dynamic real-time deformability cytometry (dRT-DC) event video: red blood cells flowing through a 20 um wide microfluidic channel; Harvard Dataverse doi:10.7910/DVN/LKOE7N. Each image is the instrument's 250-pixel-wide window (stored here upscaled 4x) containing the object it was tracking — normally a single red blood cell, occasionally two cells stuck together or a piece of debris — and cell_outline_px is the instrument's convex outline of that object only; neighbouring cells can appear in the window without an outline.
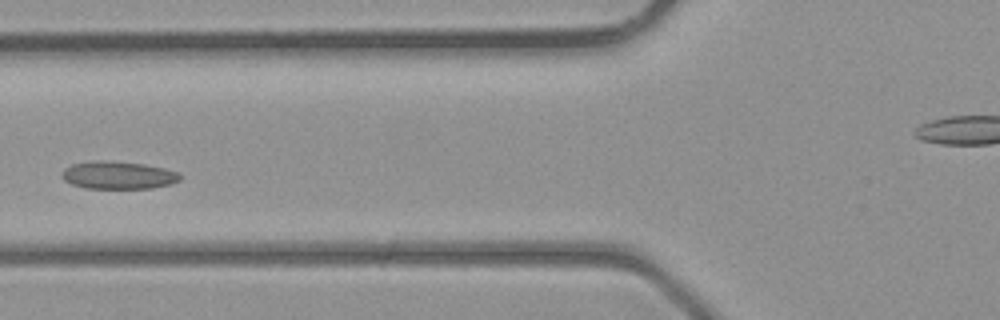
{"species": "common noctule bat (a hibernating species)", "species_latin": "Nyctalus noctula", "temperature_condition": "room temperature", "stored_images_in_passage": 4, "camera_frame_rate_fps": 3000, "um_per_image_px": 0.085, "animal": {"sex": "male", "body_mass_g": 23.1, "forearm_length_mm": 52.7}, "frame": {"image": 1, "passage_image": 4, "time_ms": 3.667, "image_size_px": [1000, 320], "cell_outline_px": [[180, 180], [168, 184], [152, 188], [84, 188], [72, 184], [64, 180], [64, 168], [72, 164], [92, 160], [112, 160], [144, 164], [164, 168], [180, 172]], "centroid_in_image_um": [10.05, 14.87], "position_along_channel_um": 115.7, "area_um2": 19.07}}